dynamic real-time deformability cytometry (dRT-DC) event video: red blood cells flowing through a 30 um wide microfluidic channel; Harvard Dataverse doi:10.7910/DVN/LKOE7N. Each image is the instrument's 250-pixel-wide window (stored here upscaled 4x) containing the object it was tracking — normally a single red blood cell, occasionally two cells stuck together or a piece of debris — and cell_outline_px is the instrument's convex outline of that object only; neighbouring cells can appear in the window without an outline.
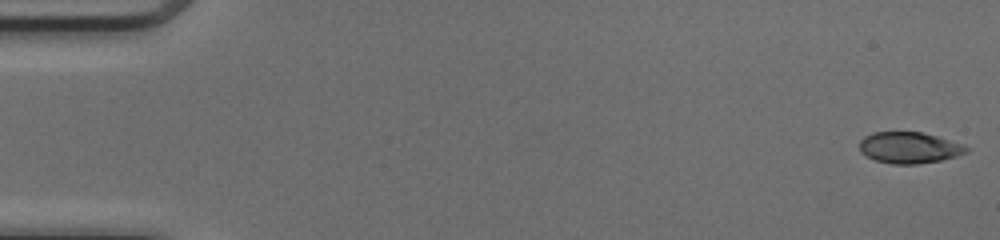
{"species": "common noctule bat (a hibernating species)", "species_latin": "Nyctalus noctula", "temperature_condition": "cold", "stored_images_in_passage": 50, "camera_frame_rate_fps": 3000, "um_per_image_px": 0.085, "animal": {"sex": "female", "body_mass_g": 17.0, "forearm_length_mm": 48.0}, "frame": {"image": 1, "passage_image": 1, "time_ms": 0.0, "image_size_px": [1000, 240], "cell_outline_px": [[972, 148], [968, 152], [956, 156], [940, 160], [916, 164], [892, 164], [876, 160], [860, 152], [860, 140], [864, 136], [872, 132], [924, 132], [964, 144]], "centroid_in_image_um": [77.32, 12.54], "position_along_channel_um": 7.7, "area_um2": 19.59}}
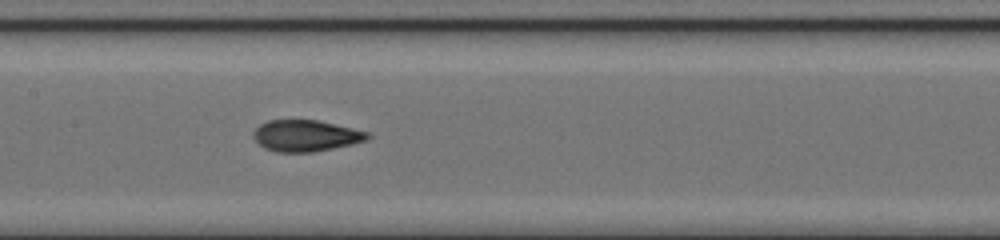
{"frame": {"image": 2, "passage_image": 25, "time_ms": 8.0, "image_size_px": [1000, 240], "cell_outline_px": [[372, 136], [368, 140], [352, 144], [312, 152], [276, 152], [264, 148], [252, 136], [252, 132], [260, 124], [268, 120], [316, 120], [352, 128], [368, 132]], "centroid_in_image_um": [25.98, 11.54], "position_along_channel_um": 181.4, "area_um2": 20.81}}
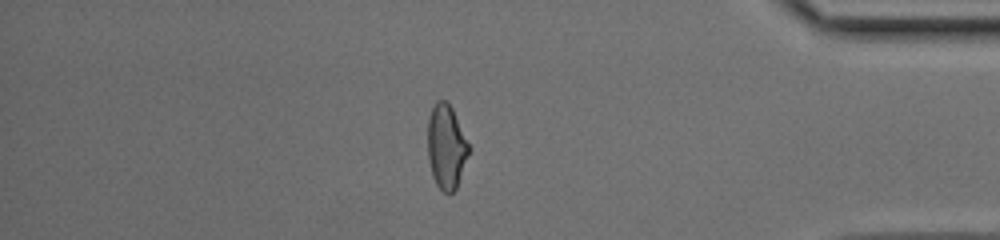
{"frame": {"image": 3, "passage_image": 43, "time_ms": 14.0, "image_size_px": [1000, 240], "cell_outline_px": [[472, 148], [456, 188], [448, 196], [436, 184], [432, 176], [428, 160], [428, 116], [436, 100], [444, 100], [452, 108]], "centroid_in_image_um": [37.95, 12.48], "position_along_channel_um": 397.2, "area_um2": 20.52}, "authors_computed_cell_mechanics": {"area_um2": 20.4901, "velocity_mm_per_s": 4.1387, "shape_relaxation_time_tau1_ms": 8.0814, "shape_relaxation_time_tau2_ms": 1.1657, "deformation_change_tau1": 0.2319, "deformation_change_tau2": 0.065}}